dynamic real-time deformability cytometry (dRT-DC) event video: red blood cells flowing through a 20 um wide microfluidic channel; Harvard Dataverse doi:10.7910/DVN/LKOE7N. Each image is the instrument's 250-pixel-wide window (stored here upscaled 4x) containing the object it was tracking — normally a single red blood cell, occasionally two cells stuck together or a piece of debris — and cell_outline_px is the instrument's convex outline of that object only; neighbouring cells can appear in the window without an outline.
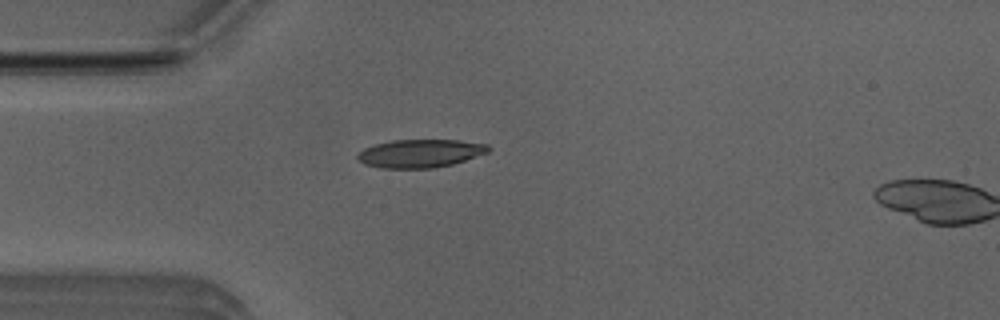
{"species": "Egyptian fruit bat (a non-hibernating species)", "species_latin": "Rousettus aegyptiacus", "temperature_condition": "room temperature", "stored_images_in_passage": 5, "camera_frame_rate_fps": 3000, "um_per_image_px": 0.085, "animal": {"sex": "male"}, "frame": {"image": 1, "passage_image": 4, "time_ms": 1.0, "image_size_px": [1000, 320], "cell_outline_px": [[492, 148], [488, 152], [452, 164], [432, 168], [380, 168], [364, 164], [356, 156], [364, 148], [376, 144], [392, 140], [456, 140], [488, 144]], "centroid_in_image_um": [35.72, 13.04], "position_along_channel_um": 49.3, "area_um2": 21.33}}